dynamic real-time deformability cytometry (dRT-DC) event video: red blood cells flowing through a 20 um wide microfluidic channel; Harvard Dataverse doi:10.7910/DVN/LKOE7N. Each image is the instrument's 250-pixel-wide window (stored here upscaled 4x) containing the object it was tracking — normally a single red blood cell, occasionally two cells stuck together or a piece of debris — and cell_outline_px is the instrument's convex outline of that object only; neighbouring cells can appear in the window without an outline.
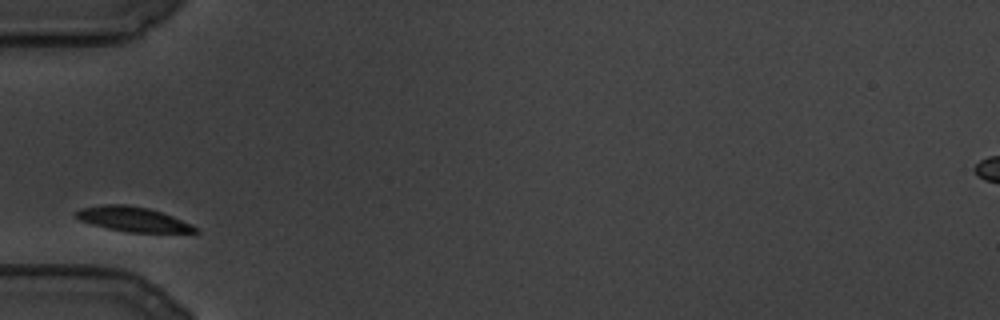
{"species": "common noctule bat (a hibernating species)", "species_latin": "Nyctalus noctula", "temperature_condition": "cold", "stored_images_in_passage": 65, "camera_frame_rate_fps": 3000, "um_per_image_px": 0.085, "animal": {"sex": "male", "body_mass_g": 19.5, "forearm_length_mm": 54.6}, "frame": {"image": 1, "passage_image": 1, "time_ms": 0.0, "image_size_px": [1000, 320], "cell_outline_px": [[200, 232], [128, 232], [108, 228], [92, 224], [80, 220], [72, 216], [72, 212], [80, 208], [100, 204], [128, 204], [148, 208], [172, 216], [192, 224]], "centroid_in_image_um": [11.21, 18.61], "position_along_channel_um": 73.8, "area_um2": 17.22}}
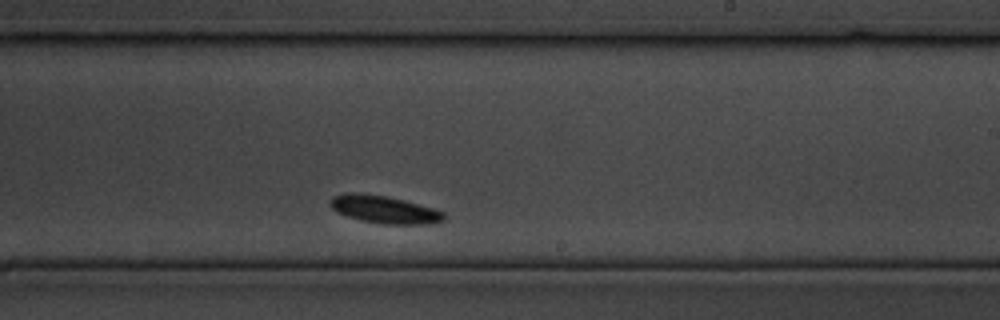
{"frame": {"image": 2, "passage_image": 37, "time_ms": 12.0, "image_size_px": [1000, 320], "cell_outline_px": [[444, 220], [428, 224], [384, 224], [360, 220], [336, 212], [328, 204], [328, 200], [332, 196], [348, 192], [352, 192], [388, 196], [404, 200], [432, 208], [444, 212]], "centroid_in_image_um": [32.6, 17.8], "position_along_channel_um": 256.4, "area_um2": 18.32}}
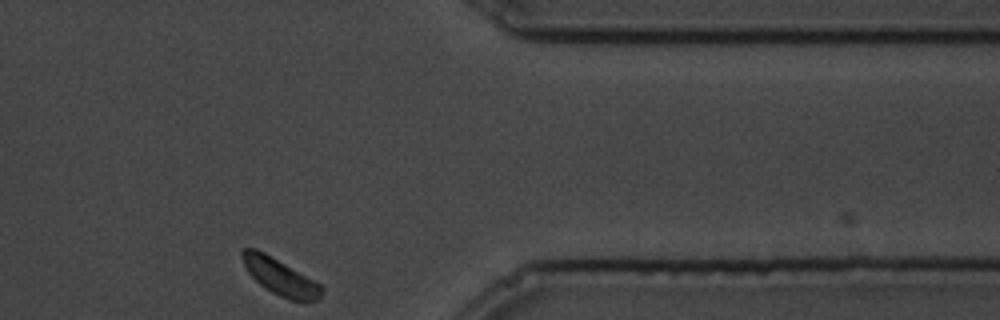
{"frame": {"image": 3, "passage_image": 65, "time_ms": 21.333, "image_size_px": [1000, 320], "cell_outline_px": [[324, 288], [320, 300], [288, 300], [272, 292], [260, 284], [248, 272], [240, 256], [240, 252], [244, 248], [256, 248], [264, 252], [320, 284]], "centroid_in_image_um": [23.8, 23.52], "position_along_channel_um": 387.6, "area_um2": 16.53}}